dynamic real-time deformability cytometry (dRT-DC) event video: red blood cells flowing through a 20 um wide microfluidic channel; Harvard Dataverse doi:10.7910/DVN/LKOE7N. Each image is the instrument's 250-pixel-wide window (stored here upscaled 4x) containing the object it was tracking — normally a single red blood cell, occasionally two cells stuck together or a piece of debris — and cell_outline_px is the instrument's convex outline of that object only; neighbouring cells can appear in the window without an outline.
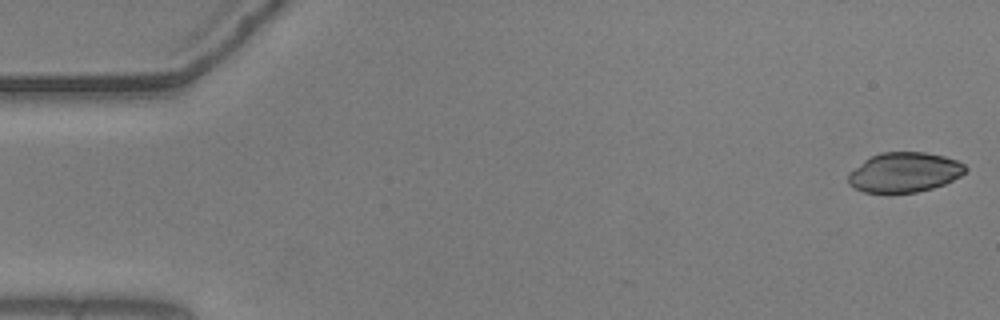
{"species": "common noctule bat (a hibernating species)", "species_latin": "Nyctalus noctula", "temperature_condition": "warm", "stored_images_in_passage": 56, "camera_frame_rate_fps": 3000, "um_per_image_px": 0.085, "animal": {"sex": "male", "body_mass_g": 20.5, "forearm_length_mm": 52.5}, "frame": {"image": 1, "passage_image": 1, "time_ms": 0.0, "image_size_px": [1000, 320], "cell_outline_px": [[968, 168], [960, 176], [944, 184], [932, 188], [916, 192], [888, 196], [864, 192], [848, 184], [848, 172], [864, 160], [880, 152], [924, 152], [944, 156], [956, 160], [964, 164]], "centroid_in_image_um": [76.82, 14.68], "position_along_channel_um": 8.2, "area_um2": 27.8}}
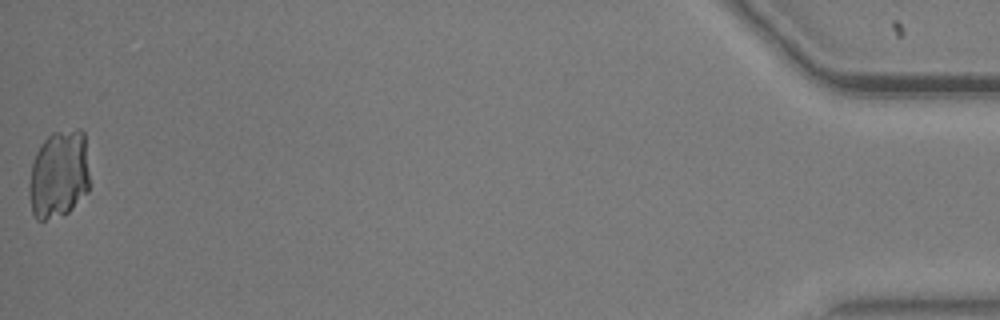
{"frame": {"image": 2, "passage_image": 55, "time_ms": 18.0, "image_size_px": [1000, 320], "cell_outline_px": [[88, 192], [68, 212], [44, 220], [36, 220], [32, 212], [28, 196], [28, 184], [32, 164], [36, 152], [40, 144], [52, 132], [76, 128], [80, 128], [84, 132], [88, 172]], "centroid_in_image_um": [4.98, 14.81], "position_along_channel_um": 430.2, "area_um2": 31.27}}